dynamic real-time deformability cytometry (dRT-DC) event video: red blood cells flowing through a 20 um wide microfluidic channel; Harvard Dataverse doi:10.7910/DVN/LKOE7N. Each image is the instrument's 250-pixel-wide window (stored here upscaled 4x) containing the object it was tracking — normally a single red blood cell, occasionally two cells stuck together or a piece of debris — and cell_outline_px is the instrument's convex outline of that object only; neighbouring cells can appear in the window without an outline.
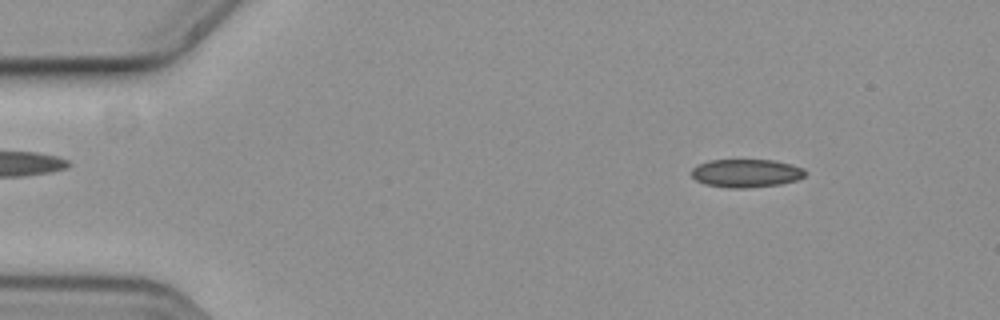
{"species": "common noctule bat (a hibernating species)", "species_latin": "Nyctalus noctula", "temperature_condition": "cold", "stored_images_in_passage": 55, "camera_frame_rate_fps": 3000, "um_per_image_px": 0.085, "animal": {"sex": "female", "body_mass_g": 19.3, "forearm_length_mm": 54.1}, "frame": {"image": 1, "passage_image": 6, "time_ms": 1.667, "image_size_px": [1000, 320], "cell_outline_px": [[804, 176], [796, 180], [780, 184], [744, 188], [732, 188], [704, 184], [696, 180], [692, 176], [692, 168], [708, 160], [772, 160], [792, 164], [804, 168]], "centroid_in_image_um": [63.41, 14.72], "position_along_channel_um": 21.6, "area_um2": 18.55}}
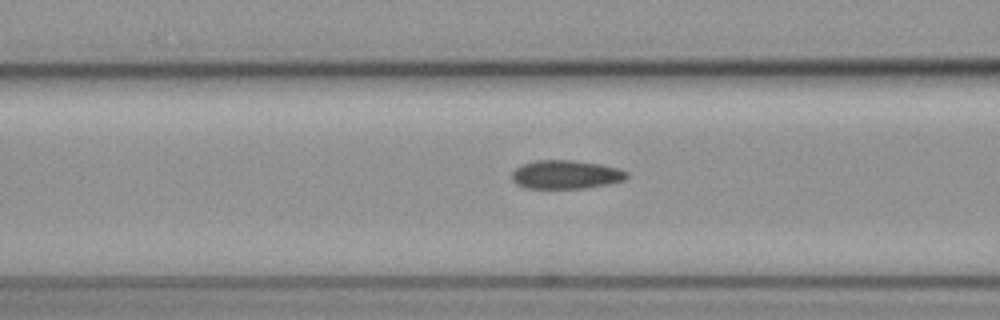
{"frame": {"image": 2, "passage_image": 21, "time_ms": 6.667, "image_size_px": [1000, 320], "cell_outline_px": [[628, 176], [624, 180], [612, 184], [584, 188], [524, 188], [516, 184], [512, 180], [512, 172], [516, 168], [524, 164], [536, 160], [572, 160], [600, 164], [616, 168], [628, 172]], "centroid_in_image_um": [48.1, 14.84], "position_along_channel_um": 118.5, "area_um2": 19.19}}
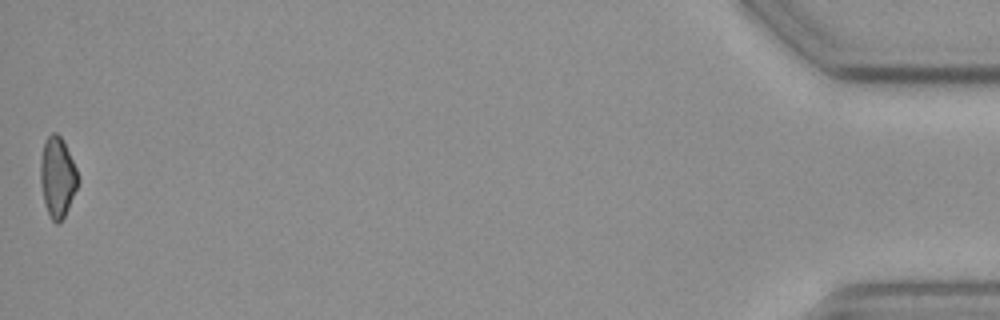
{"frame": {"image": 3, "passage_image": 55, "time_ms": 18.0, "image_size_px": [1000, 320], "cell_outline_px": [[80, 180], [68, 208], [60, 224], [56, 224], [52, 220], [44, 204], [40, 180], [40, 160], [44, 144], [48, 136], [52, 132], [56, 132], [60, 136], [76, 168]], "centroid_in_image_um": [4.88, 15.08], "position_along_channel_um": 430.3, "area_um2": 17.4}}